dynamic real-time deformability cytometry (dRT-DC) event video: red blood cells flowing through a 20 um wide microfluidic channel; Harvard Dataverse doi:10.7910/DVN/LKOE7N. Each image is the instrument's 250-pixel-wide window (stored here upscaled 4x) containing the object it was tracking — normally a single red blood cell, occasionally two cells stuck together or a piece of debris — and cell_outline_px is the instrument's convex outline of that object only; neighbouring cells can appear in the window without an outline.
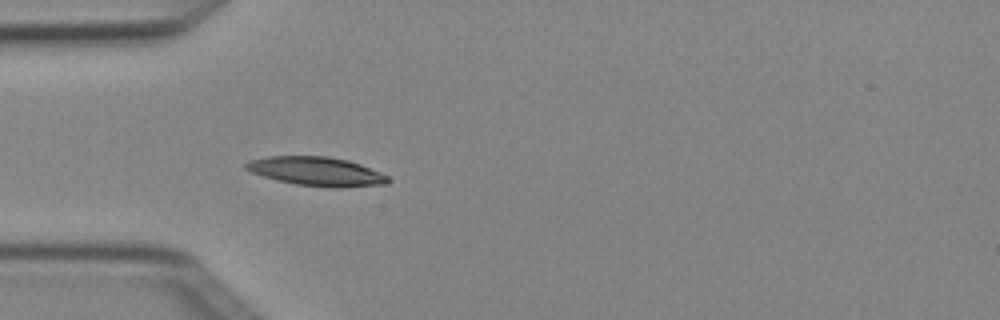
{"species": "Egyptian fruit bat (a non-hibernating species)", "species_latin": "Rousettus aegyptiacus", "temperature_condition": "cold", "stored_images_in_passage": 4, "camera_frame_rate_fps": 3000, "um_per_image_px": 0.085, "animal": {"sex": "female"}, "frame": {"image": 1, "passage_image": 4, "time_ms": 1.0, "image_size_px": [1000, 320], "cell_outline_px": [[392, 180], [388, 184], [336, 188], [296, 184], [276, 180], [252, 172], [244, 168], [244, 164], [252, 160], [268, 156], [328, 156], [348, 160], [360, 164], [380, 172], [388, 176]], "centroid_in_image_um": [26.94, 14.57], "position_along_channel_um": 58.1, "area_um2": 23.93}}